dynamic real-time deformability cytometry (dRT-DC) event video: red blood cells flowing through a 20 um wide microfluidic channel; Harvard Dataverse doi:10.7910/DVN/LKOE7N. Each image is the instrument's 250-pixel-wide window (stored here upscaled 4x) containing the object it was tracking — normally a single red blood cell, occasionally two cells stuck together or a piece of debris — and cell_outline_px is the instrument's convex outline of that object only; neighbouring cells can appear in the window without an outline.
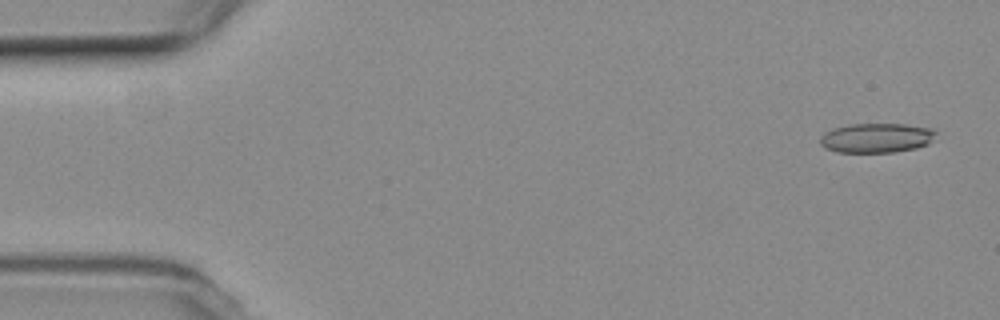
{"species": "common noctule bat (a hibernating species)", "species_latin": "Nyctalus noctula", "temperature_condition": "room temperature", "stored_images_in_passage": 3, "camera_frame_rate_fps": 3000, "um_per_image_px": 0.085, "animal": {"sex": "female", "body_mass_g": 19.3, "forearm_length_mm": 54.1}, "frame": {"image": 1, "passage_image": 1, "time_ms": 0.0, "image_size_px": [1000, 320], "cell_outline_px": [[936, 132], [928, 144], [916, 148], [896, 152], [836, 152], [824, 148], [820, 144], [820, 136], [824, 132], [832, 128], [852, 124], [904, 124], [932, 128]], "centroid_in_image_um": [74.46, 11.72], "position_along_channel_um": 10.5, "area_um2": 20.0}}
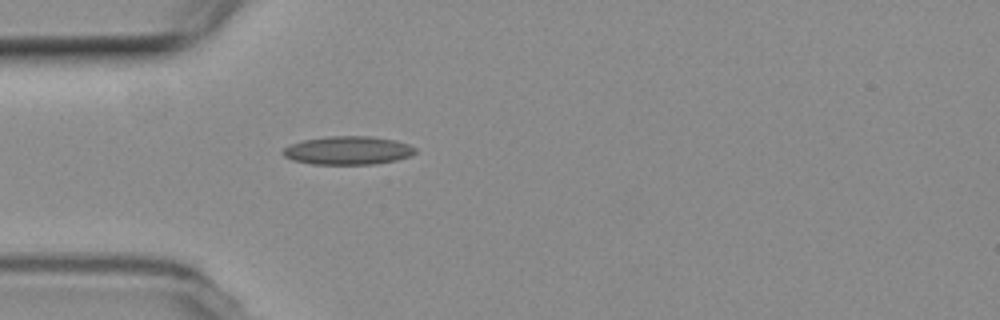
{"frame": {"image": 2, "passage_image": 3, "time_ms": 4.667, "image_size_px": [1000, 320], "cell_outline_px": [[416, 152], [412, 156], [396, 160], [376, 164], [312, 164], [292, 160], [284, 156], [280, 152], [284, 148], [292, 144], [304, 140], [328, 136], [372, 136], [396, 140], [408, 144], [416, 148]], "centroid_in_image_um": [29.6, 12.79], "position_along_channel_um": 55.4, "area_um2": 22.02}}